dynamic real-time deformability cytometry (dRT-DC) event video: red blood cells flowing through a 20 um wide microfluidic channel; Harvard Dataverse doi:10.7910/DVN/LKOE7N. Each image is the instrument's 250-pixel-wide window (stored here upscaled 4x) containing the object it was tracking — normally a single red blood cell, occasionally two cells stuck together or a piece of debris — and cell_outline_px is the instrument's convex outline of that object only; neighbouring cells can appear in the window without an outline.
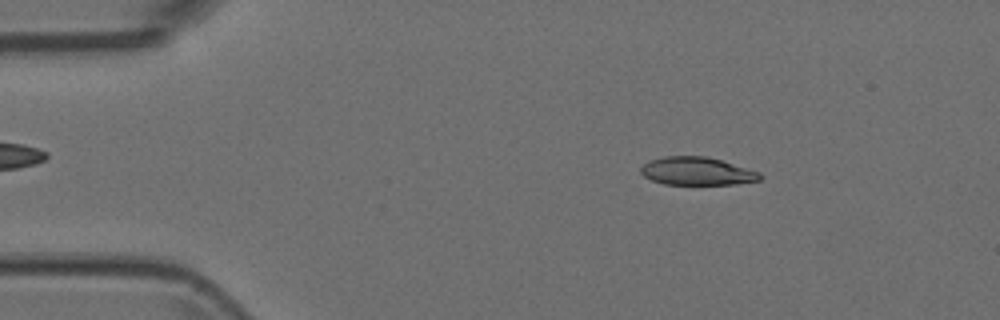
{"species": "Egyptian fruit bat (a non-hibernating species)", "species_latin": "Rousettus aegyptiacus", "temperature_condition": "room temperature", "stored_images_in_passage": 3, "camera_frame_rate_fps": 3000, "um_per_image_px": 0.085, "animal": {"sex": "female"}, "frame": {"image": 1, "passage_image": 2, "time_ms": 0.333, "image_size_px": [1000, 320], "cell_outline_px": [[764, 176], [760, 180], [736, 184], [664, 184], [652, 180], [644, 176], [640, 172], [640, 168], [644, 164], [652, 160], [664, 156], [704, 156], [720, 160], [760, 172]], "centroid_in_image_um": [59.25, 14.55], "position_along_channel_um": 25.7, "area_um2": 19.31}}